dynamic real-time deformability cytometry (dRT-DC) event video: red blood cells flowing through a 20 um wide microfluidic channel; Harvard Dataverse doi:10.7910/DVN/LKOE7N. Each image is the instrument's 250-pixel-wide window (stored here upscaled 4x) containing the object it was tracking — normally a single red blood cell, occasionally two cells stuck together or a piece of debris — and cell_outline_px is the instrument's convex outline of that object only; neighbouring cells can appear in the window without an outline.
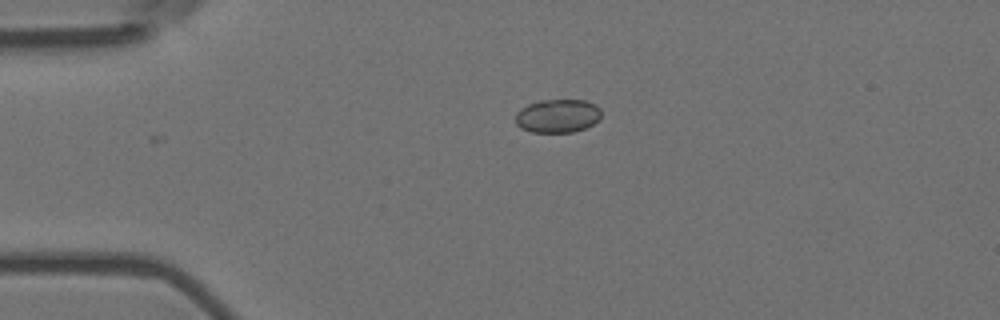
{"species": "Egyptian fruit bat (a non-hibernating species)", "species_latin": "Rousettus aegyptiacus", "temperature_condition": "room temperature", "stored_images_in_passage": 5, "camera_frame_rate_fps": 3000, "um_per_image_px": 0.085, "animal": {"sex": "female"}, "frame": {"image": 1, "passage_image": 5, "time_ms": 1.333, "image_size_px": [1000, 320], "cell_outline_px": [[600, 120], [584, 128], [572, 132], [532, 132], [520, 128], [516, 124], [516, 112], [520, 108], [528, 104], [540, 100], [584, 100], [596, 104], [600, 108]], "centroid_in_image_um": [47.39, 9.84], "position_along_channel_um": 37.6, "area_um2": 16.82}}